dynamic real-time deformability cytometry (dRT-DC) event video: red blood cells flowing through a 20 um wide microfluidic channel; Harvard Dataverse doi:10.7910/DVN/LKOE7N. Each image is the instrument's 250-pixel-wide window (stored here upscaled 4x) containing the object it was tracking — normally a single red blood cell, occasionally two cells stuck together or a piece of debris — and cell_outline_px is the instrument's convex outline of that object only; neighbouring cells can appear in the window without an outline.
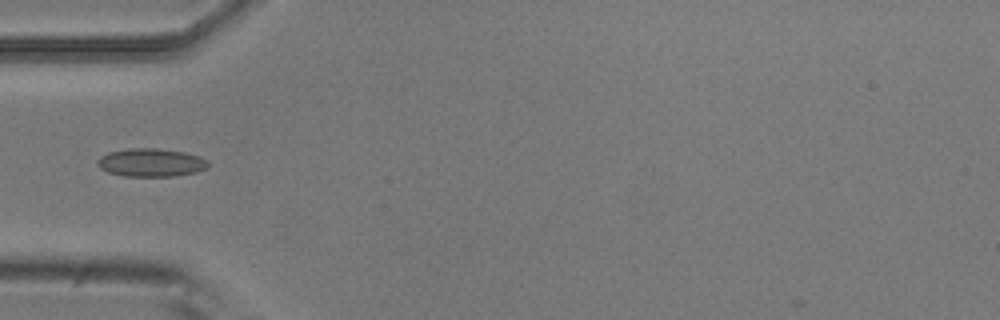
{"species": "common noctule bat (a hibernating species)", "species_latin": "Nyctalus noctula", "temperature_condition": "room temperature", "stored_images_in_passage": 5, "camera_frame_rate_fps": 3000, "um_per_image_px": 0.085, "animal": {"sex": "male", "body_mass_g": 20.5, "forearm_length_mm": 52.5}, "frame": {"image": 1, "passage_image": 5, "time_ms": 1.333, "image_size_px": [1000, 320], "cell_outline_px": [[208, 168], [196, 172], [176, 176], [124, 176], [108, 172], [100, 168], [96, 164], [96, 160], [100, 156], [108, 152], [128, 148], [156, 148], [184, 152], [200, 156], [208, 160]], "centroid_in_image_um": [12.83, 13.81], "position_along_channel_um": 72.2, "area_um2": 18.38}}